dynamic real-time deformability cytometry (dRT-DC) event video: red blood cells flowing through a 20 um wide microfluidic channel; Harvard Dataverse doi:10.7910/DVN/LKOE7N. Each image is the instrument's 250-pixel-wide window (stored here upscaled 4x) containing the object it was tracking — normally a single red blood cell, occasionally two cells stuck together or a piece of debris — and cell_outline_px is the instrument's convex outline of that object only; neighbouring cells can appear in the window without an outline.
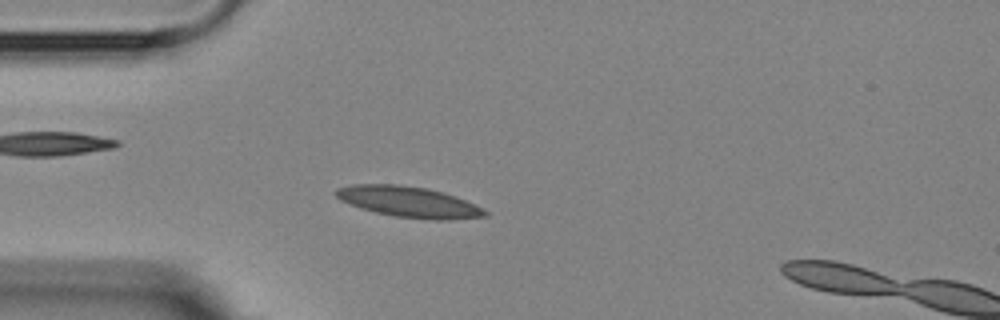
{"species": "Egyptian fruit bat (a non-hibernating species)", "species_latin": "Rousettus aegyptiacus", "temperature_condition": "room temperature", "stored_images_in_passage": 5, "camera_frame_rate_fps": 3000, "um_per_image_px": 0.085, "animal": {"sex": "female"}, "frame": {"image": 1, "passage_image": 4, "time_ms": 3.333, "image_size_px": [1000, 320], "cell_outline_px": [[488, 216], [448, 220], [436, 220], [396, 216], [376, 212], [360, 208], [340, 200], [336, 196], [336, 188], [352, 184], [400, 184], [428, 188], [444, 192], [456, 196], [488, 212]], "centroid_in_image_um": [34.73, 17.15], "position_along_channel_um": 50.3, "area_um2": 26.59}}